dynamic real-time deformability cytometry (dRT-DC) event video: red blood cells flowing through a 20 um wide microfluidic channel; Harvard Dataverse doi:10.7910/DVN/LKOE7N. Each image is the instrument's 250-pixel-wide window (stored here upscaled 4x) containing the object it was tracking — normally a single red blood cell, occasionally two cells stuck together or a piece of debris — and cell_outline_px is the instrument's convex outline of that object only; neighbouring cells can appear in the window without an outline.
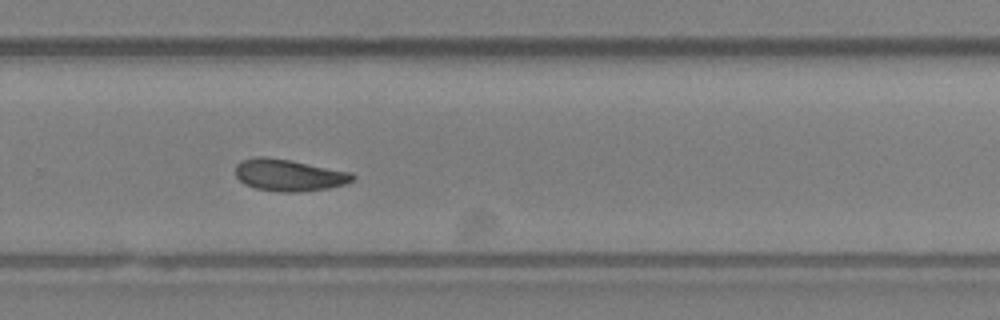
{"species": "Egyptian fruit bat (a non-hibernating species)", "species_latin": "Rousettus aegyptiacus", "temperature_condition": "room temperature", "stored_images_in_passage": 38, "camera_frame_rate_fps": 3000, "um_per_image_px": 0.085, "animal": {"sex": "female"}, "frame": {"image": 1, "passage_image": 22, "time_ms": 7.0, "image_size_px": [1000, 320], "cell_outline_px": [[356, 176], [352, 180], [344, 184], [328, 188], [296, 192], [280, 192], [256, 188], [244, 184], [236, 176], [236, 164], [240, 160], [256, 156], [264, 156], [288, 160], [352, 172]], "centroid_in_image_um": [24.53, 14.88], "position_along_channel_um": 305.3, "area_um2": 21.62}}